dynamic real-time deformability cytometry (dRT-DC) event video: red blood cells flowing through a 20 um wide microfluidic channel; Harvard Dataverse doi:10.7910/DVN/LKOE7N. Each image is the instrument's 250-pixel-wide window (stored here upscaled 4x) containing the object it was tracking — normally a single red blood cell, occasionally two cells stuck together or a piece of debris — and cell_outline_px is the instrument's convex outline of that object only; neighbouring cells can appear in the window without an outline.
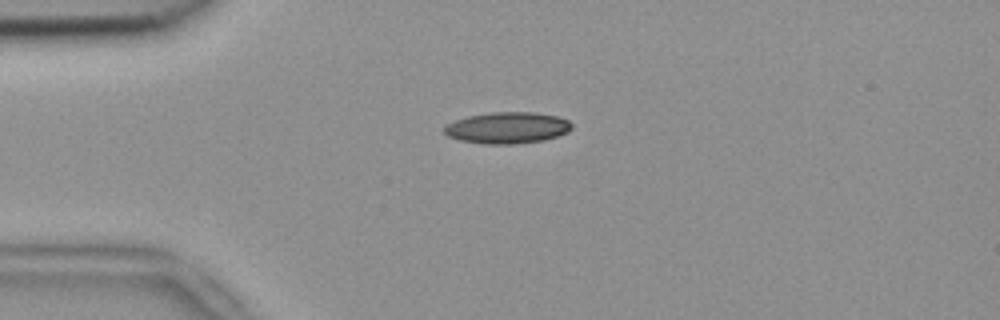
{"species": "common noctule bat (a hibernating species)", "species_latin": "Nyctalus noctula", "temperature_condition": "room temperature", "stored_images_in_passage": 41, "camera_frame_rate_fps": 3000, "um_per_image_px": 0.085, "animal": {"sex": "female", "body_mass_g": 18.4}, "frame": {"image": 1, "passage_image": 1, "time_ms": 0.0, "image_size_px": [1000, 320], "cell_outline_px": [[572, 128], [568, 132], [544, 140], [512, 144], [488, 144], [460, 140], [448, 136], [440, 128], [456, 120], [468, 116], [492, 112], [536, 112], [556, 116], [568, 120], [572, 124]], "centroid_in_image_um": [43.12, 10.86], "position_along_channel_um": 41.9, "area_um2": 23.29}}
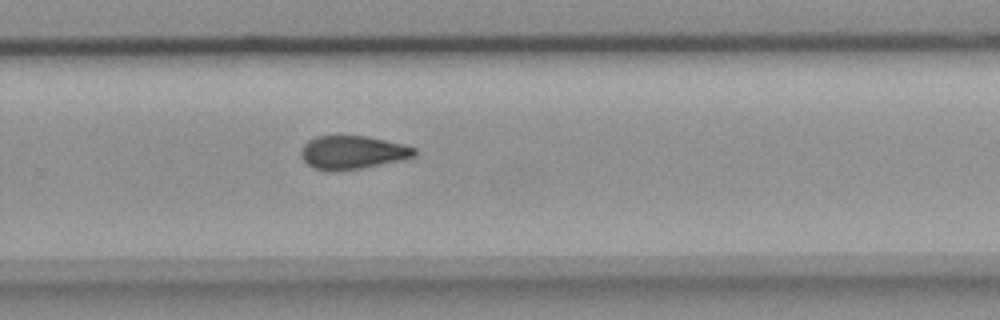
{"frame": {"image": 2, "passage_image": 23, "time_ms": 7.333, "image_size_px": [1000, 320], "cell_outline_px": [[416, 156], [400, 160], [364, 168], [336, 172], [312, 168], [300, 156], [300, 152], [304, 144], [308, 140], [316, 136], [368, 136], [404, 144], [416, 148]], "centroid_in_image_um": [29.96, 12.96], "position_along_channel_um": 299.8, "area_um2": 22.31}}
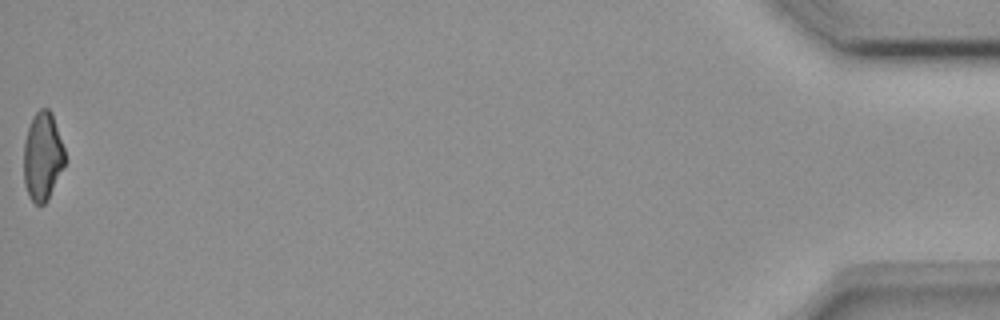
{"frame": {"image": 3, "passage_image": 41, "time_ms": 13.333, "image_size_px": [1000, 320], "cell_outline_px": [[68, 160], [48, 200], [44, 204], [36, 204], [28, 196], [24, 184], [24, 140], [32, 116], [40, 108], [48, 108], [52, 112]], "centroid_in_image_um": [3.64, 13.3], "position_along_channel_um": 431.6, "area_um2": 21.68}, "authors_computed_cell_mechanics": {"area_um2": 22.5998, "velocity_mm_per_s": 3.8418, "shape_relaxation_time_tau1_ms": 11.2109, "shape_relaxation_time_tau2_ms": 4.9176, "deformation_change_tau1": 0.2296, "deformation_change_tau2": 0.1211}}